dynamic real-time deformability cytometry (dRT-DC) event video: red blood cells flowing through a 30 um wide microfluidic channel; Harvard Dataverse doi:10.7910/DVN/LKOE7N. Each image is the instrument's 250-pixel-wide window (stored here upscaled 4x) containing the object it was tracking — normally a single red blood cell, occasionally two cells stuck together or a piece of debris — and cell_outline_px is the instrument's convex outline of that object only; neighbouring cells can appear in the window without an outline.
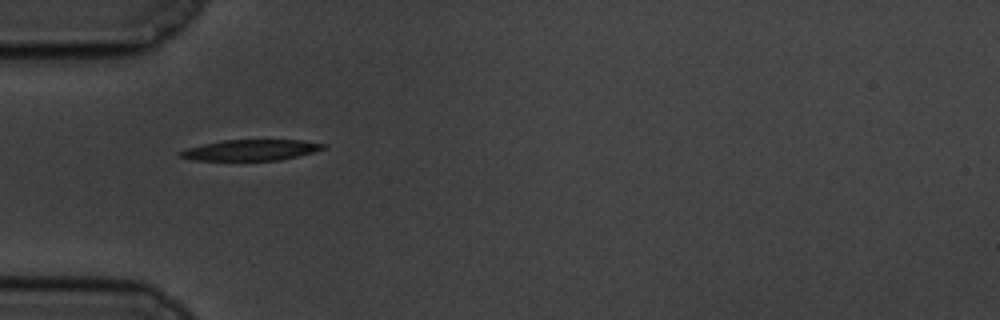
{"species": "common noctule bat (a hibernating species)", "species_latin": "Nyctalus noctula", "temperature_condition": "cold", "stored_images_in_passage": 37, "camera_frame_rate_fps": 3000, "um_per_image_px": 0.085, "animal": {"sex": "male", "body_mass_g": 19.5, "forearm_length_mm": 54.6}, "frame": {"image": 1, "passage_image": 1, "time_ms": 0.0, "image_size_px": [1000, 320], "cell_outline_px": [[328, 148], [300, 156], [280, 160], [192, 160], [180, 156], [176, 152], [188, 148], [204, 144], [224, 140], [304, 140], [328, 144]], "centroid_in_image_um": [21.41, 12.75], "position_along_channel_um": 63.6, "area_um2": 17.51}}
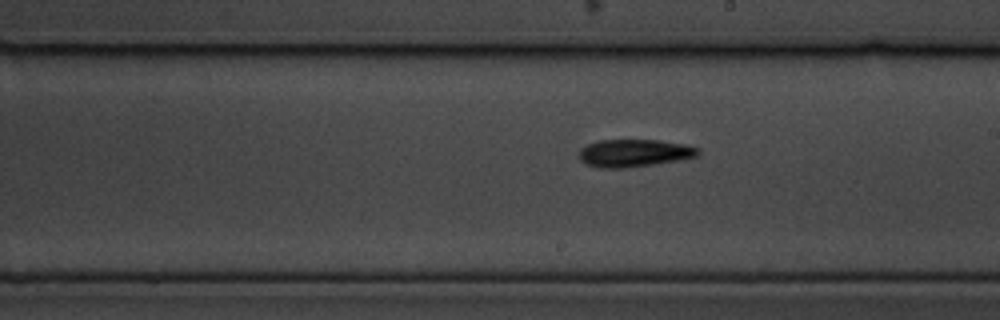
{"frame": {"image": 2, "passage_image": 16, "time_ms": 5.0, "image_size_px": [1000, 320], "cell_outline_px": [[700, 152], [696, 156], [676, 160], [652, 164], [624, 168], [596, 168], [580, 160], [580, 148], [588, 144], [600, 140], [656, 140], [684, 144], [700, 148]], "centroid_in_image_um": [53.88, 13.01], "position_along_channel_um": 235.1, "area_um2": 18.9}}
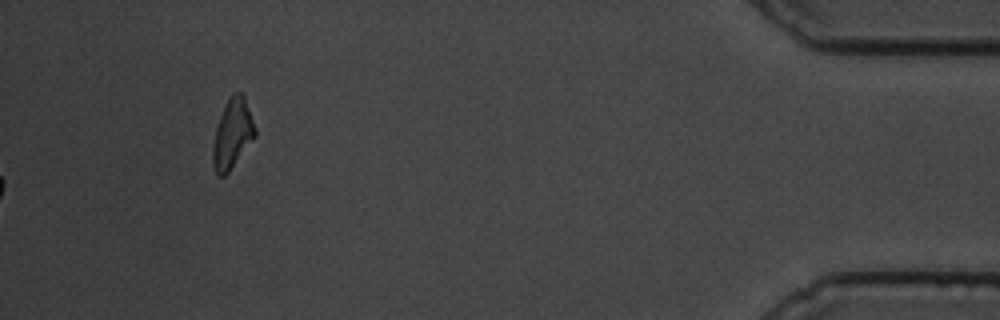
{"frame": {"image": 3, "passage_image": 37, "time_ms": 12.0, "image_size_px": [1000, 320], "cell_outline_px": [[256, 136], [228, 172], [224, 176], [220, 176], [216, 172], [212, 160], [212, 148], [216, 128], [220, 116], [232, 92], [240, 92], [244, 96], [256, 128]], "centroid_in_image_um": [19.76, 11.37], "position_along_channel_um": 415.4, "area_um2": 16.82}, "authors_computed_cell_mechanics": {"area_um2": 17.5134, "velocity_mm_per_s": 3.469, "shape_relaxation_time_tau1_ms": 2.6643, "shape_relaxation_time_tau2_ms": 10.7179, "deformation_change_tau1": 0.1447, "deformation_change_tau2": 0.221}}